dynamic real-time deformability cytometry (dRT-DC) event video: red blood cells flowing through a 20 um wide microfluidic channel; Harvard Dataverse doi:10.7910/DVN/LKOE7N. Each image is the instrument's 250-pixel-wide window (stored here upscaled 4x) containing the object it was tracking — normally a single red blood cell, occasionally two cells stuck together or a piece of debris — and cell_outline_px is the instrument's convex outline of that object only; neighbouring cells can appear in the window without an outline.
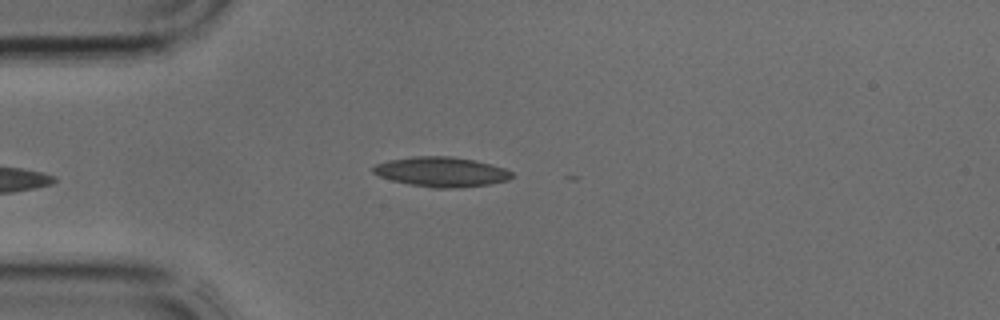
{"species": "common noctule bat (a hibernating species)", "species_latin": "Nyctalus noctula", "temperature_condition": "cold", "stored_images_in_passage": 17, "camera_frame_rate_fps": 3000, "um_per_image_px": 0.085, "animal": {"sex": "male", "body_mass_g": 17.9, "forearm_length_mm": 54.2}, "frame": {"image": 1, "passage_image": 1, "time_ms": 0.0, "image_size_px": [1000, 320], "cell_outline_px": [[512, 176], [508, 180], [488, 184], [460, 188], [432, 188], [408, 184], [392, 180], [380, 176], [372, 172], [372, 168], [376, 164], [388, 160], [412, 156], [448, 156], [476, 160], [492, 164], [504, 168], [512, 172]], "centroid_in_image_um": [37.51, 14.6], "position_along_channel_um": 47.5, "area_um2": 24.16}}
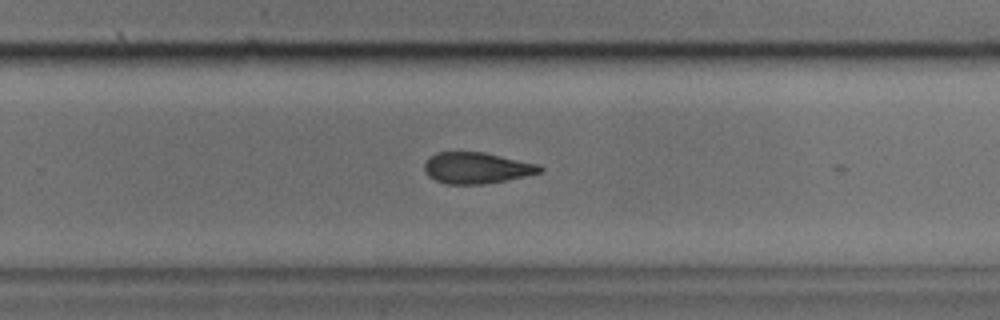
{"frame": {"image": 2, "passage_image": 16, "time_ms": 5.0, "image_size_px": [1000, 320], "cell_outline_px": [[544, 168], [540, 172], [524, 176], [484, 184], [448, 184], [436, 180], [428, 176], [424, 172], [424, 164], [428, 156], [436, 152], [484, 152], [540, 164]], "centroid_in_image_um": [40.48, 14.26], "position_along_channel_um": 289.3, "area_um2": 21.04}}